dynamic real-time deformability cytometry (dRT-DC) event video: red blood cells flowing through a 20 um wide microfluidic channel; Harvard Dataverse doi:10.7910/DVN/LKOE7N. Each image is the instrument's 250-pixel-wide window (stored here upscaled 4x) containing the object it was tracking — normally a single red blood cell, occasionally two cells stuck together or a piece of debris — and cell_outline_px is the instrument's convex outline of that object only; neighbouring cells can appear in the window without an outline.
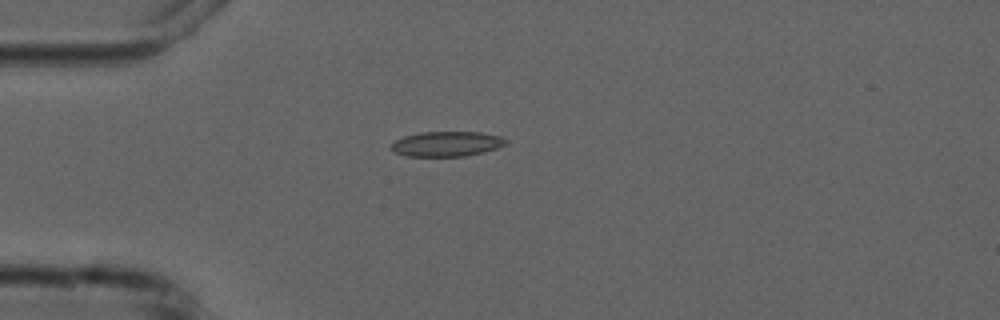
{"species": "common noctule bat (a hibernating species)", "species_latin": "Nyctalus noctula", "temperature_condition": "cold", "stored_images_in_passage": 1, "camera_frame_rate_fps": 3000, "um_per_image_px": 0.085, "animal": {"sex": "male", "forearm_length_mm": 52.5}, "frame": {"image": 1, "passage_image": 1, "time_ms": 0.0, "image_size_px": [1000, 320], "cell_outline_px": [[508, 140], [504, 144], [496, 148], [484, 152], [464, 156], [404, 156], [388, 148], [388, 144], [404, 136], [420, 132], [480, 132], [500, 136]], "centroid_in_image_um": [37.91, 12.23], "position_along_channel_um": 47.1, "area_um2": 16.76}}